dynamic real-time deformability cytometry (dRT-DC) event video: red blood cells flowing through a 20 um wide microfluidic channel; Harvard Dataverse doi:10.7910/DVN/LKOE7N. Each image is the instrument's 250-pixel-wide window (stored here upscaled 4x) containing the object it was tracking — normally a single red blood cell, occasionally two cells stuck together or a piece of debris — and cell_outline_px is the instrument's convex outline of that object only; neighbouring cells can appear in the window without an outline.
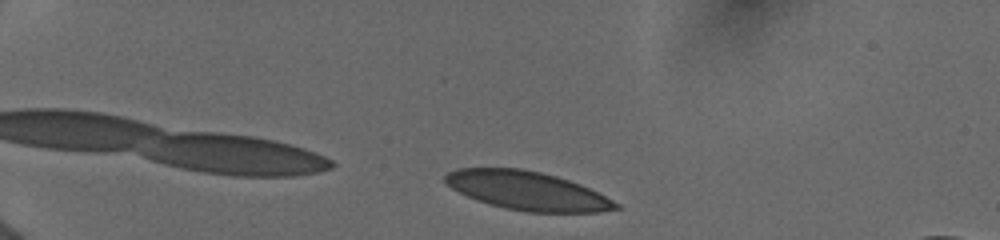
{"species": "human", "species_latin": "Homo sapiens", "temperature_condition": "cold", "stored_images_in_passage": 17, "camera_frame_rate_fps": 3000, "um_per_image_px": 0.085, "donor": {"sex": "female"}, "frame": {"image": 1, "passage_image": 1, "time_ms": 0.0, "image_size_px": [1000, 240], "cell_outline_px": [[620, 208], [600, 212], [524, 212], [504, 208], [488, 204], [476, 200], [444, 184], [444, 176], [448, 172], [456, 168], [520, 168], [540, 172], [556, 176], [580, 184], [620, 204]], "centroid_in_image_um": [44.77, 16.21], "position_along_channel_um": 40.2, "area_um2": 38.32}}
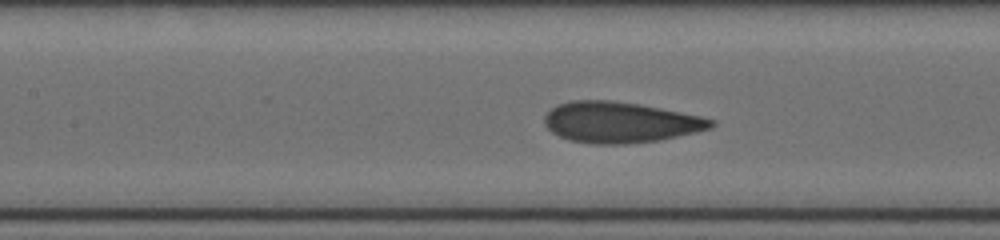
{"frame": {"image": 2, "passage_image": 8, "time_ms": 4.667, "image_size_px": [1000, 240], "cell_outline_px": [[716, 124], [712, 128], [696, 132], [660, 140], [624, 144], [592, 144], [568, 140], [552, 132], [544, 124], [544, 116], [556, 104], [572, 100], [608, 100], [640, 104], [700, 116], [716, 120]], "centroid_in_image_um": [52.71, 10.4], "position_along_channel_um": 154.7, "area_um2": 39.77}}
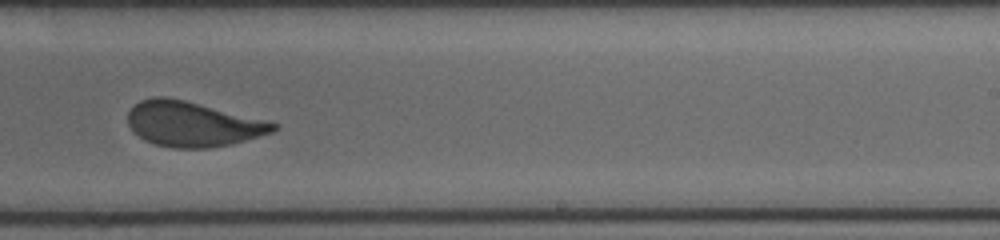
{"frame": {"image": 3, "passage_image": 15, "time_ms": 7.667, "image_size_px": [1000, 240], "cell_outline_px": [[280, 124], [272, 132], [232, 144], [208, 148], [172, 148], [156, 144], [144, 140], [132, 132], [128, 124], [128, 112], [140, 100], [152, 96], [164, 96], [184, 100], [272, 120]], "centroid_in_image_um": [16.4, 10.53], "position_along_channel_um": 272.6, "area_um2": 38.61}}